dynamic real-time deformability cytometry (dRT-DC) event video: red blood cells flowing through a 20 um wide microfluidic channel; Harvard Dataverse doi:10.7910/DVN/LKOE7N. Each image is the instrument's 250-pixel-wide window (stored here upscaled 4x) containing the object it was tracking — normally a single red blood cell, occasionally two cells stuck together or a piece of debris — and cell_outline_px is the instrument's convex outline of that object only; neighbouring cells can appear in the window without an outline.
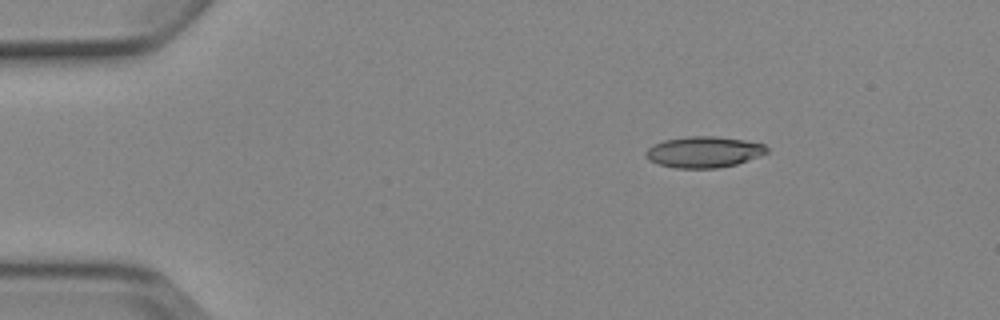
{"species": "Egyptian fruit bat (a non-hibernating species)", "species_latin": "Rousettus aegyptiacus", "temperature_condition": "cold", "stored_images_in_passage": 5, "camera_frame_rate_fps": 3000, "um_per_image_px": 0.085, "animal": {"sex": "female"}, "frame": {"image": 1, "passage_image": 3, "time_ms": 2.0, "image_size_px": [1000, 320], "cell_outline_px": [[768, 152], [760, 156], [736, 164], [716, 168], [676, 168], [660, 164], [648, 160], [644, 152], [652, 144], [664, 140], [688, 136], [716, 136], [744, 140], [764, 144], [768, 148]], "centroid_in_image_um": [59.81, 12.91], "position_along_channel_um": 25.2, "area_um2": 21.96}}
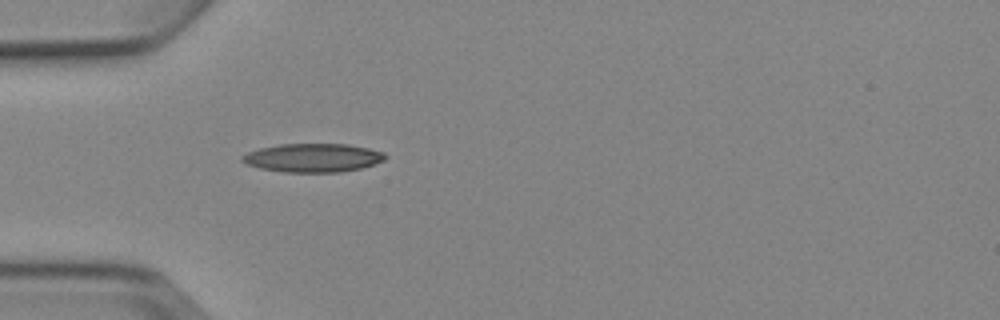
{"frame": {"image": 2, "passage_image": 5, "time_ms": 4.667, "image_size_px": [1000, 320], "cell_outline_px": [[388, 156], [384, 160], [360, 168], [340, 172], [284, 172], [260, 168], [248, 164], [240, 160], [240, 156], [248, 152], [260, 148], [280, 144], [348, 144], [368, 148], [384, 152]], "centroid_in_image_um": [26.59, 13.41], "position_along_channel_um": 58.4, "area_um2": 23.76}}